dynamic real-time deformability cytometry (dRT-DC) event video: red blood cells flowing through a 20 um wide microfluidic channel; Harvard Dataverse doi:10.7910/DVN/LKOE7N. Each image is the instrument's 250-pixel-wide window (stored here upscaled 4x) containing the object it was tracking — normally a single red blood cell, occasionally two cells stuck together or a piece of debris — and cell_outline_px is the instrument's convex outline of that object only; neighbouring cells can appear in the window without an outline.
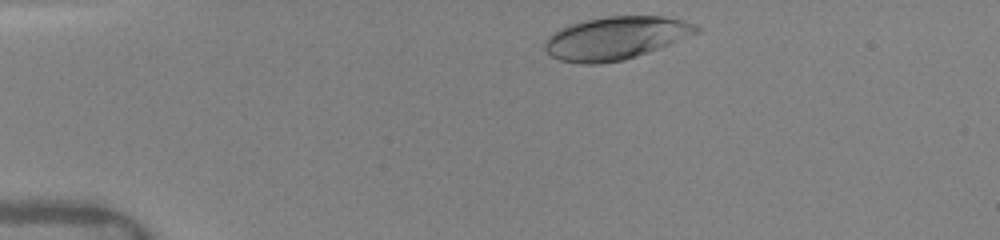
{"species": "human", "species_latin": "Homo sapiens", "temperature_condition": "warm", "stored_images_in_passage": 4, "camera_frame_rate_fps": 3000, "um_per_image_px": 0.085, "donor": {"sex": "female"}, "frame": {"image": 1, "passage_image": 1, "time_ms": 0.0, "image_size_px": [1000, 240], "cell_outline_px": [[700, 32], [648, 52], [624, 60], [600, 64], [580, 64], [560, 60], [552, 56], [544, 48], [544, 40], [548, 36], [560, 28], [584, 20], [608, 16], [664, 16], [684, 20], [700, 28]], "centroid_in_image_um": [52.31, 3.24], "position_along_channel_um": 32.7, "area_um2": 37.8}}
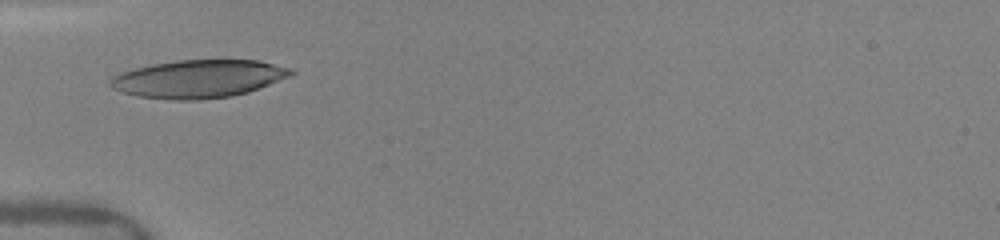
{"frame": {"image": 2, "passage_image": 3, "time_ms": 2.333, "image_size_px": [1000, 240], "cell_outline_px": [[296, 72], [292, 76], [248, 92], [232, 96], [196, 100], [176, 100], [136, 96], [120, 92], [112, 88], [108, 84], [108, 80], [120, 72], [152, 64], [176, 60], [260, 60], [288, 68]], "centroid_in_image_um": [16.85, 6.7], "position_along_channel_um": 68.1, "area_um2": 40.06}}
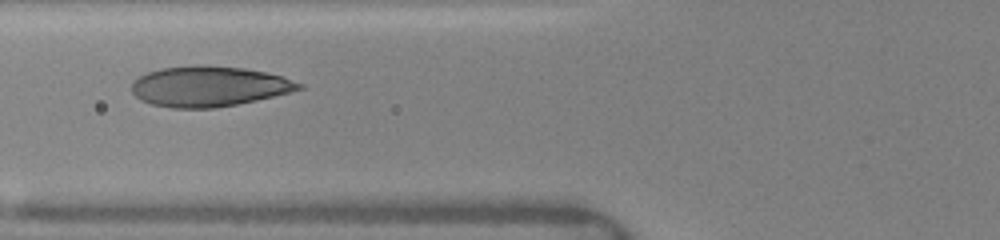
{"frame": {"image": 3, "passage_image": 4, "time_ms": 3.333, "image_size_px": [1000, 240], "cell_outline_px": [[304, 88], [256, 100], [216, 108], [172, 108], [152, 104], [140, 100], [132, 92], [132, 84], [140, 76], [148, 72], [160, 68], [196, 64], [200, 64], [244, 68], [264, 72], [280, 76], [304, 84]], "centroid_in_image_um": [17.73, 7.33], "position_along_channel_um": 108.1, "area_um2": 39.19}}